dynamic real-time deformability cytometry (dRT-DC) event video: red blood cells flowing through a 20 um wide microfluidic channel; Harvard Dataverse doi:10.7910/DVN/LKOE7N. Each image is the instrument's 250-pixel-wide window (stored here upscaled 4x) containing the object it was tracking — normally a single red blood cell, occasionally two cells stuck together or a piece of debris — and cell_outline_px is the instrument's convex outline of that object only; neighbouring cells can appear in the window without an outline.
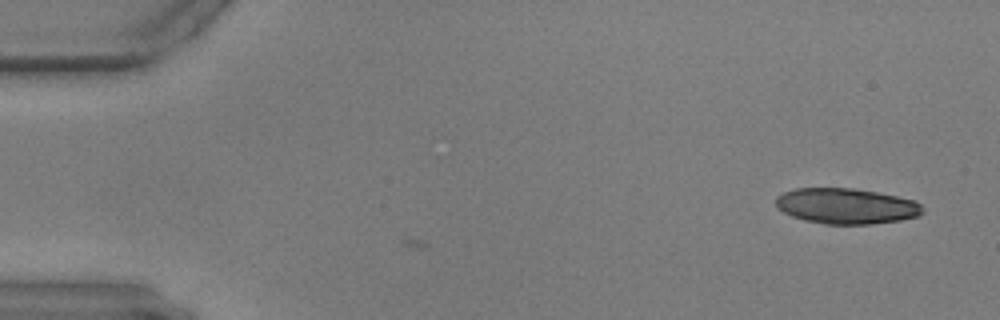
{"species": "common noctule bat (a hibernating species)", "species_latin": "Nyctalus noctula", "temperature_condition": "warm", "stored_images_in_passage": 3, "camera_frame_rate_fps": 3000, "um_per_image_px": 0.085, "animal": {"sex": "male", "body_mass_g": 17.9, "forearm_length_mm": 54.2}, "frame": {"image": 1, "passage_image": 3, "time_ms": 0.667, "image_size_px": [1000, 320], "cell_outline_px": [[924, 212], [920, 216], [900, 220], [872, 224], [824, 224], [804, 220], [792, 216], [776, 208], [776, 196], [784, 192], [796, 188], [852, 188], [876, 192], [916, 200], [924, 208]], "centroid_in_image_um": [71.95, 17.52], "position_along_channel_um": 13.1, "area_um2": 30.63}}